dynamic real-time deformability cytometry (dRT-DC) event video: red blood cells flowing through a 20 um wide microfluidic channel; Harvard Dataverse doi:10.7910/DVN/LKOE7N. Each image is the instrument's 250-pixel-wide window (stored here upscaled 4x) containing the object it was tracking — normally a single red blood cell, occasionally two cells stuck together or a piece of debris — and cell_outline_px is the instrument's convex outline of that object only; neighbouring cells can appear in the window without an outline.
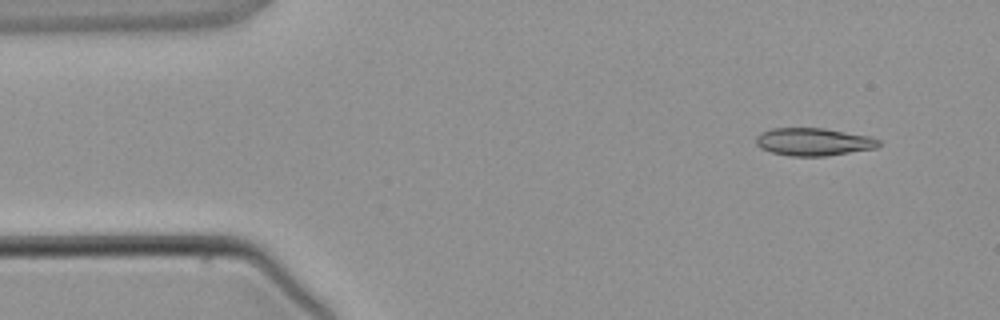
{"species": "common noctule bat (a hibernating species)", "species_latin": "Nyctalus noctula", "temperature_condition": "warm", "stored_images_in_passage": 4, "segment_of_instrument_passage": [1, 2], "camera_frame_rate_fps": 3000, "um_per_image_px": 0.085, "animal": {"sex": "male", "body_mass_g": 21.5, "forearm_length_mm": 52.0}, "frame": {"image": 1, "passage_image": 1, "time_ms": 0.0, "image_size_px": [1000, 320], "cell_outline_px": [[880, 144], [876, 148], [828, 156], [792, 156], [772, 152], [760, 148], [756, 144], [756, 136], [760, 132], [772, 128], [824, 128], [872, 136], [880, 140]], "centroid_in_image_um": [69.16, 12.05], "position_along_channel_um": 15.8, "area_um2": 20.0}}